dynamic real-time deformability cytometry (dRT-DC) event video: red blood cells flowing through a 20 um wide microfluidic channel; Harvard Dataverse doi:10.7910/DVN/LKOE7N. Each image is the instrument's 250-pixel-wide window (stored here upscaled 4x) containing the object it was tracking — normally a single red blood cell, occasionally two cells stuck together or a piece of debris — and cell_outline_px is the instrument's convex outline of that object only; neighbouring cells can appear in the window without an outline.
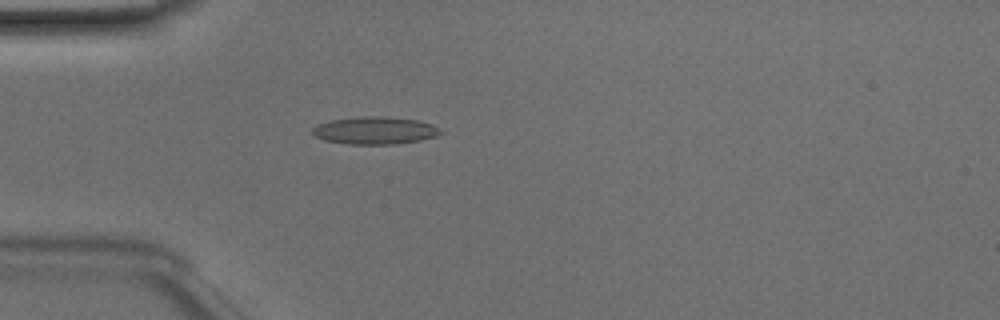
{"species": "Egyptian fruit bat (a non-hibernating species)", "species_latin": "Rousettus aegyptiacus", "temperature_condition": "room temperature", "stored_images_in_passage": 41, "camera_frame_rate_fps": 3000, "um_per_image_px": 0.085, "animal": {"sex": "male"}, "frame": {"image": 1, "passage_image": 6, "time_ms": 1.667, "image_size_px": [1000, 320], "cell_outline_px": [[444, 132], [436, 136], [420, 140], [396, 144], [348, 144], [324, 140], [316, 136], [312, 132], [312, 128], [316, 124], [332, 120], [360, 116], [384, 116], [416, 120], [432, 124]], "centroid_in_image_um": [31.86, 11.09], "position_along_channel_um": 53.1, "area_um2": 20.52}}
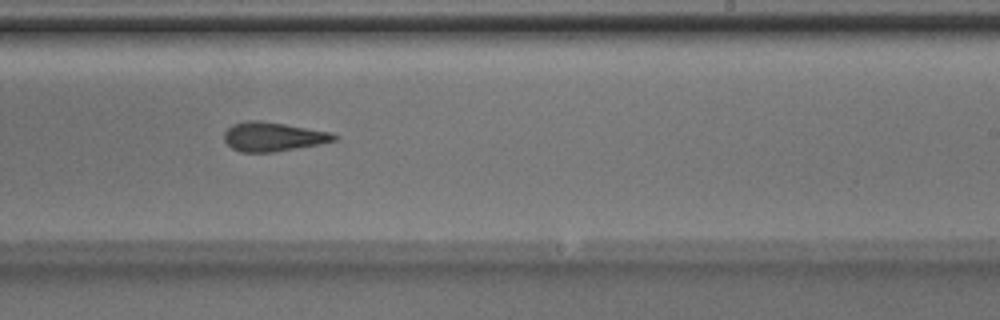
{"frame": {"image": 2, "passage_image": 22, "time_ms": 7.0, "image_size_px": [1000, 320], "cell_outline_px": [[340, 136], [336, 140], [320, 144], [272, 152], [240, 152], [232, 148], [224, 140], [224, 132], [232, 124], [248, 120], [256, 120], [284, 124], [332, 132]], "centroid_in_image_um": [23.22, 11.62], "position_along_channel_um": 265.8, "area_um2": 18.61}}
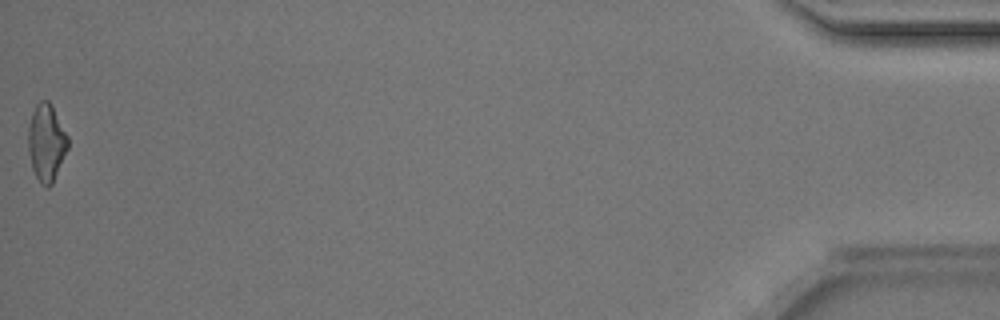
{"frame": {"image": 3, "passage_image": 41, "time_ms": 13.333, "image_size_px": [1000, 320], "cell_outline_px": [[68, 148], [52, 184], [48, 188], [40, 184], [32, 168], [28, 148], [28, 128], [32, 112], [36, 104], [40, 100], [48, 100], [52, 104], [68, 136]], "centroid_in_image_um": [3.94, 12.11], "position_along_channel_um": 431.3, "area_um2": 17.92}, "authors_computed_cell_mechanics": {"area_um2": 18.9006, "velocity_mm_per_s": 4.1523, "shape_relaxation_time_tau1_ms": 4.0157, "shape_relaxation_time_tau2_ms": 2.5051, "deformation_change_tau1": 0.1343, "deformation_change_tau2": 0.1135}}